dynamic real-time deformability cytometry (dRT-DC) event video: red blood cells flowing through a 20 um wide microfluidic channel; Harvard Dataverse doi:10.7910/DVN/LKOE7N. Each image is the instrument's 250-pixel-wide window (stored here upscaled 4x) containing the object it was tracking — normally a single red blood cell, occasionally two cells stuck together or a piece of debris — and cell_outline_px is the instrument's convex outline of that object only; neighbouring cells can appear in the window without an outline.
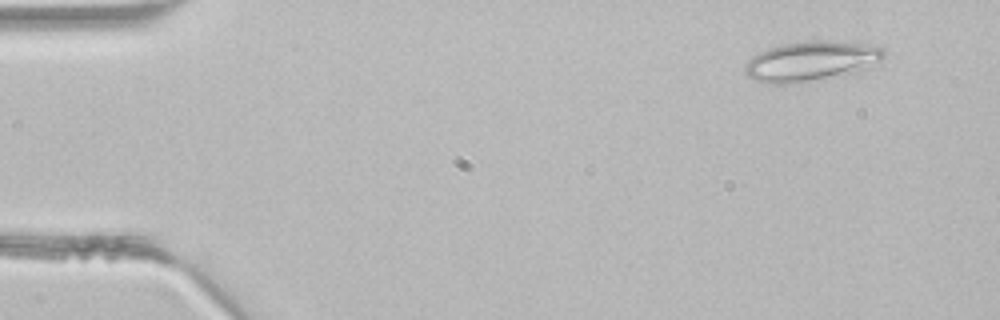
{"species": "common noctule bat (a hibernating species)", "species_latin": "Nyctalus noctula", "temperature_condition": "room temperature", "stored_images_in_passage": 3, "camera_frame_rate_fps": 3000, "um_per_image_px": 0.085, "animal": {"sex": "male", "body_mass_g": 21.5, "forearm_length_mm": 52.0}, "frame": {"image": 1, "passage_image": 1, "time_ms": 0.0, "image_size_px": [1000, 320], "cell_outline_px": [[884, 56], [880, 60], [864, 68], [852, 72], [792, 84], [768, 84], [756, 80], [748, 76], [744, 72], [744, 68], [748, 60], [752, 56], [768, 48], [784, 44], [816, 40], [832, 40], [864, 44], [884, 48]], "centroid_in_image_um": [68.88, 5.19], "position_along_channel_um": 16.1, "area_um2": 31.73}}